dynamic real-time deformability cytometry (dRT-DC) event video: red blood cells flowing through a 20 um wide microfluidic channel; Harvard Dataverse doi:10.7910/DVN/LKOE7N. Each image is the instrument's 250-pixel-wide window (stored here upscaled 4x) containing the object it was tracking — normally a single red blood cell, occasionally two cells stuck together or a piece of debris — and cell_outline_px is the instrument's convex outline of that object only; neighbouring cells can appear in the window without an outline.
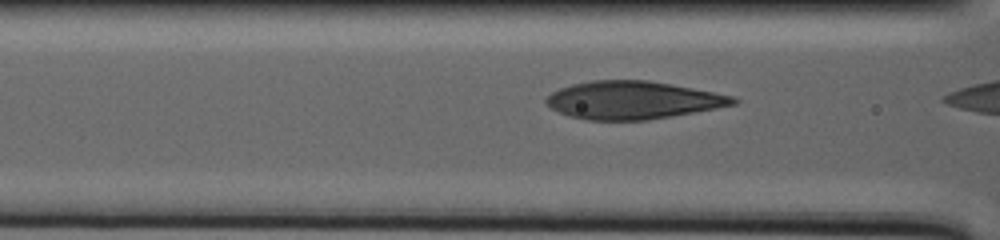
{"species": "human", "species_latin": "Homo sapiens", "temperature_condition": "warm", "stored_images_in_passage": 10, "camera_frame_rate_fps": 3000, "um_per_image_px": 0.085, "donor": {"sex": "male"}, "frame": {"image": 1, "passage_image": 6, "time_ms": 2.0, "image_size_px": [1000, 240], "cell_outline_px": [[740, 100], [736, 104], [716, 108], [648, 120], [588, 120], [568, 116], [552, 108], [544, 100], [552, 92], [560, 88], [572, 84], [588, 80], [648, 80], [672, 84], [732, 96]], "centroid_in_image_um": [53.77, 8.51], "position_along_channel_um": 112.8, "area_um2": 41.04}}